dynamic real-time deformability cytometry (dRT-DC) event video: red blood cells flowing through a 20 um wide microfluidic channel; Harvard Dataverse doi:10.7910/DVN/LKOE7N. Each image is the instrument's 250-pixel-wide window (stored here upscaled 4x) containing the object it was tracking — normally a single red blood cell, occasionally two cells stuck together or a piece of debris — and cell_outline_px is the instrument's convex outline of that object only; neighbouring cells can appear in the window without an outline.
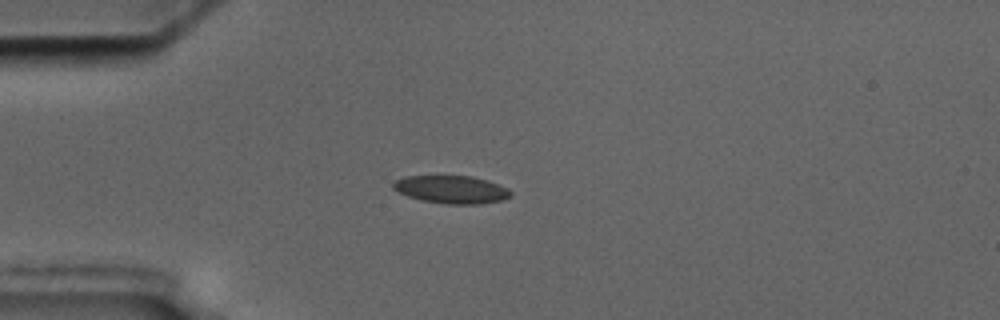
{"species": "common noctule bat (a hibernating species)", "species_latin": "Nyctalus noctula", "temperature_condition": "cold", "stored_images_in_passage": 43, "camera_frame_rate_fps": 3000, "um_per_image_px": 0.085, "animal": {"sex": "male", "body_mass_g": 17.5, "forearm_length_mm": 52.3}, "frame": {"image": 1, "passage_image": 1, "time_ms": 0.0, "image_size_px": [1000, 320], "cell_outline_px": [[512, 196], [504, 200], [480, 204], [444, 204], [420, 200], [408, 196], [392, 188], [392, 184], [396, 180], [404, 176], [472, 176], [488, 180], [508, 188], [512, 192]], "centroid_in_image_um": [38.41, 16.11], "position_along_channel_um": 46.6, "area_um2": 19.25}}
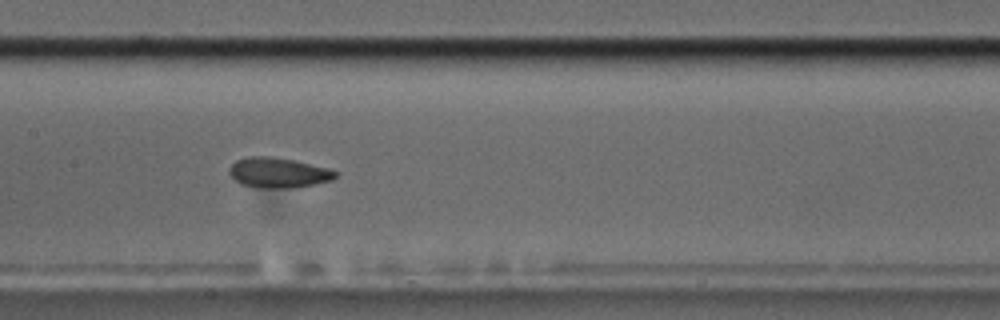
{"frame": {"image": 2, "passage_image": 14, "time_ms": 4.333, "image_size_px": [1000, 320], "cell_outline_px": [[340, 172], [332, 180], [312, 184], [288, 188], [256, 188], [240, 184], [228, 172], [228, 168], [236, 160], [248, 156], [272, 156], [292, 160], [328, 168]], "centroid_in_image_um": [23.62, 14.67], "position_along_channel_um": 183.8, "area_um2": 18.67}}
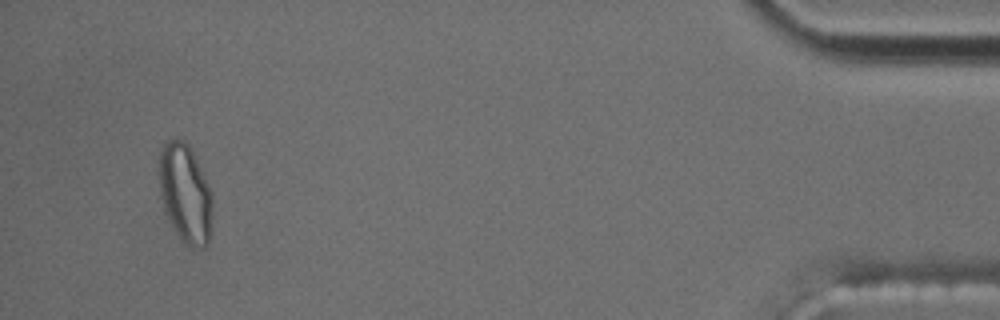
{"frame": {"image": 3, "passage_image": 40, "time_ms": 13.0, "image_size_px": [1000, 320], "cell_outline_px": [[212, 208], [208, 244], [192, 248], [176, 232], [164, 208], [160, 196], [156, 168], [160, 148], [168, 140], [176, 136], [184, 140], [188, 144], [212, 192]], "centroid_in_image_um": [15.69, 16.34], "position_along_channel_um": 419.5, "area_um2": 30.81}, "authors_computed_cell_mechanics": {"area_um2": 19.2474, "velocity_mm_per_s": 3.5584, "shape_relaxation_time_tau1_ms": null, "shape_relaxation_time_tau2_ms": 2.5677, "deformation_change_tau1": null, "deformation_change_tau2": 0.0702}}